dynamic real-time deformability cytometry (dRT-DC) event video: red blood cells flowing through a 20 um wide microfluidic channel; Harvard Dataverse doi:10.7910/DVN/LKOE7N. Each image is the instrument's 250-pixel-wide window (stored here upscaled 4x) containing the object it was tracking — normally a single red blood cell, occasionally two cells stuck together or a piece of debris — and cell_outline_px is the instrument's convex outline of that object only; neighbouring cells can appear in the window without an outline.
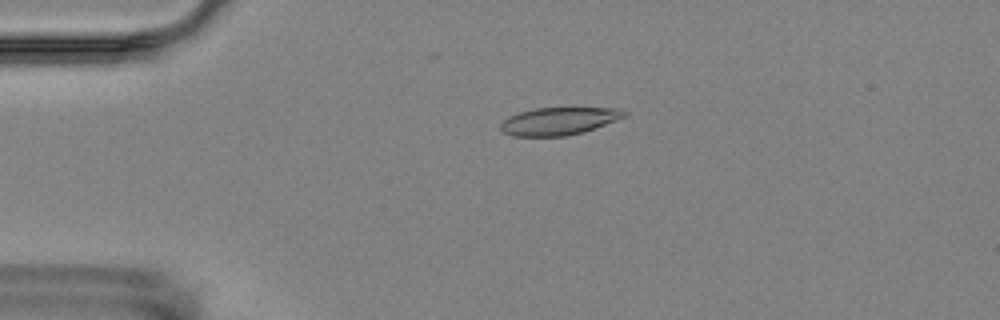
{"species": "Egyptian fruit bat (a non-hibernating species)", "species_latin": "Rousettus aegyptiacus", "temperature_condition": "room temperature", "stored_images_in_passage": 5, "camera_frame_rate_fps": 3000, "um_per_image_px": 0.085, "animal": {"sex": "female"}, "frame": {"image": 1, "passage_image": 4, "time_ms": 3.667, "image_size_px": [1000, 320], "cell_outline_px": [[628, 116], [584, 132], [564, 136], [512, 136], [504, 132], [500, 128], [500, 124], [508, 116], [520, 112], [536, 108], [624, 108], [628, 112]], "centroid_in_image_um": [47.55, 10.29], "position_along_channel_um": 37.4, "area_um2": 20.0}}